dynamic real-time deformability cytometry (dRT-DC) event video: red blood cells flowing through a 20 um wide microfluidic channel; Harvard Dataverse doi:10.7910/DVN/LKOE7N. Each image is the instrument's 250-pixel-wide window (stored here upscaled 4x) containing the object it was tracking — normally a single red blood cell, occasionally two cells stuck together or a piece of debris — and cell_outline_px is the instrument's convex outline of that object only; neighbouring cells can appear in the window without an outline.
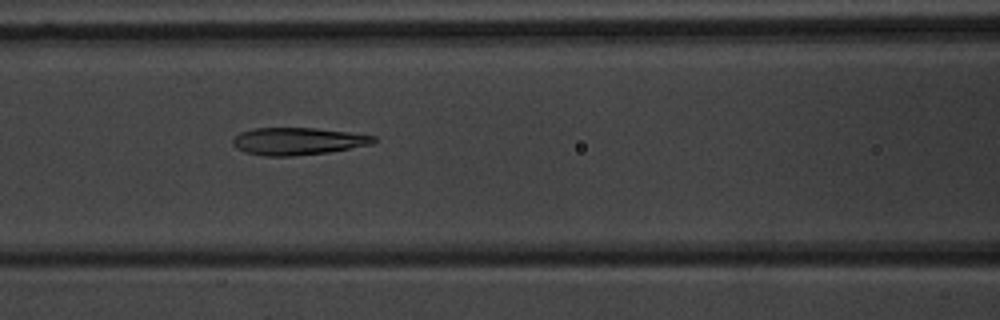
{"species": "common noctule bat (a hibernating species)", "species_latin": "Nyctalus noctula", "temperature_condition": "warm", "stored_images_in_passage": 53, "camera_frame_rate_fps": 3000, "um_per_image_px": 0.085, "animal": {"sex": "male", "body_mass_g": 20.1, "forearm_length_mm": 53.5}, "frame": {"image": 1, "passage_image": 23, "time_ms": 7.333, "image_size_px": [1000, 320], "cell_outline_px": [[376, 140], [372, 144], [328, 152], [292, 156], [264, 156], [244, 152], [236, 148], [232, 144], [232, 140], [240, 132], [256, 128], [316, 128], [348, 132], [376, 136]], "centroid_in_image_um": [25.29, 12.0], "position_along_channel_um": 141.3, "area_um2": 22.37}}
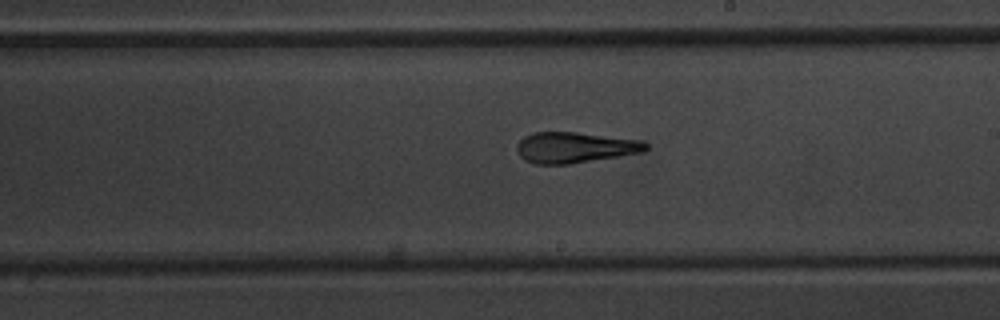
{"frame": {"image": 2, "passage_image": 31, "time_ms": 10.0, "image_size_px": [1000, 320], "cell_outline_px": [[648, 148], [640, 152], [568, 164], [536, 164], [524, 160], [520, 156], [516, 148], [516, 144], [524, 136], [536, 132], [576, 132], [644, 140], [648, 144]], "centroid_in_image_um": [48.83, 12.52], "position_along_channel_um": 240.2, "area_um2": 23.0}}
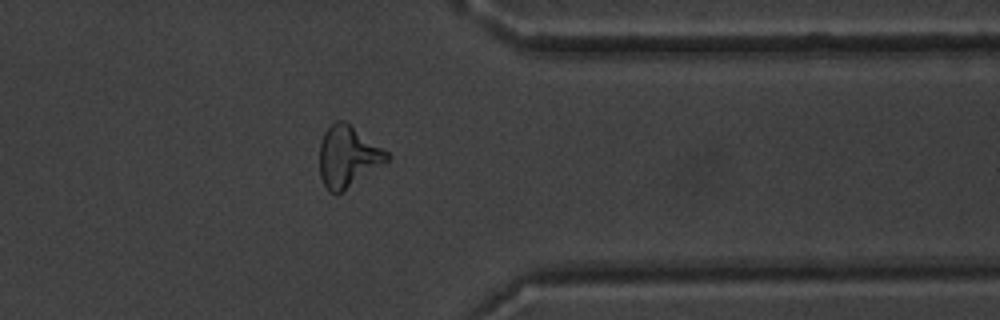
{"frame": {"image": 3, "passage_image": 43, "time_ms": 14.0, "image_size_px": [1000, 320], "cell_outline_px": [[392, 156], [384, 164], [340, 192], [328, 192], [320, 176], [320, 144], [324, 132], [336, 120], [344, 120], [388, 152]], "centroid_in_image_um": [29.57, 13.29], "position_along_channel_um": 381.8, "area_um2": 23.58}, "authors_computed_cell_mechanics": {"area_um2": 23.4668, "velocity_mm_per_s": 3.7182, "shape_relaxation_time_tau1_ms": 7.0379, "shape_relaxation_time_tau2_ms": 2.2388, "deformation_change_tau1": 0.2032, "deformation_change_tau2": 0.1361}}